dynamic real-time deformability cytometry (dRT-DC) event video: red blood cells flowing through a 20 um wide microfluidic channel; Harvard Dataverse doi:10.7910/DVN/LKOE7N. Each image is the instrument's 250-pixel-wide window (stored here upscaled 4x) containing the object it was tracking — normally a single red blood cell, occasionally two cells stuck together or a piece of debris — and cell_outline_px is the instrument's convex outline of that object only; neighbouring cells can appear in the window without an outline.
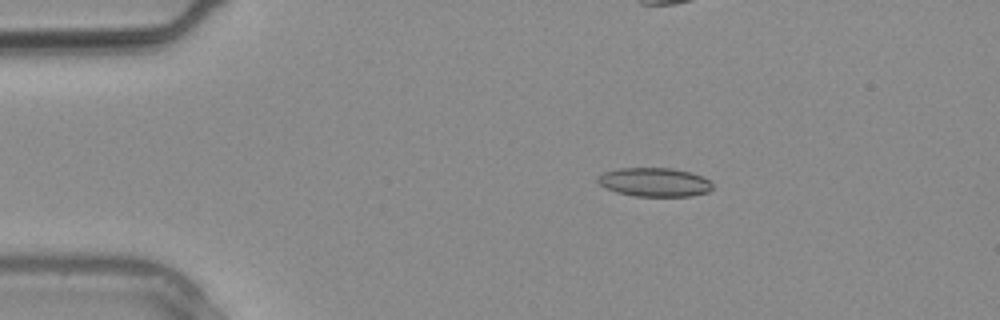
{"species": "common noctule bat (a hibernating species)", "species_latin": "Nyctalus noctula", "temperature_condition": "warm", "stored_images_in_passage": 3, "camera_frame_rate_fps": 3000, "um_per_image_px": 0.085, "animal": {"sex": "male", "body_mass_g": 20.4}, "frame": {"image": 1, "passage_image": 1, "time_ms": 0.0, "image_size_px": [1000, 320], "cell_outline_px": [[712, 188], [708, 192], [692, 196], [636, 196], [616, 192], [604, 188], [596, 180], [596, 176], [604, 172], [620, 168], [672, 168], [688, 172], [700, 176], [708, 180], [712, 184]], "centroid_in_image_um": [55.58, 15.49], "position_along_channel_um": 29.4, "area_um2": 19.25}}